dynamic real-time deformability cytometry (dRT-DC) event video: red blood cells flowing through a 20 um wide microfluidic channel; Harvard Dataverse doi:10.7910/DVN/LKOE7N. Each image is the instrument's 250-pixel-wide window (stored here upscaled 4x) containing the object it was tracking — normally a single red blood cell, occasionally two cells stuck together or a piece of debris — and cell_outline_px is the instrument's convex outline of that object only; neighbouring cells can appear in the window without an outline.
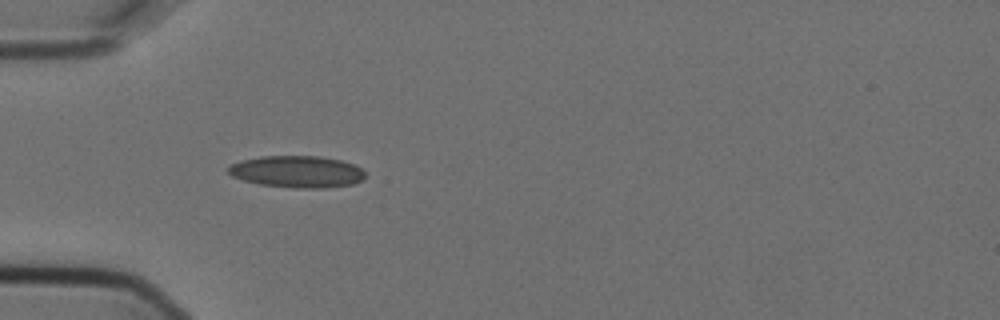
{"species": "Egyptian fruit bat (a non-hibernating species)", "species_latin": "Rousettus aegyptiacus", "temperature_condition": "cold", "stored_images_in_passage": 5, "camera_frame_rate_fps": 3000, "um_per_image_px": 0.085, "animal": {"sex": "female"}, "frame": {"image": 1, "passage_image": 5, "time_ms": 1.333, "image_size_px": [1000, 320], "cell_outline_px": [[364, 180], [352, 184], [324, 188], [296, 188], [260, 184], [244, 180], [232, 176], [228, 172], [228, 168], [232, 164], [240, 160], [260, 156], [320, 156], [340, 160], [356, 164], [364, 172]], "centroid_in_image_um": [25.27, 14.58], "position_along_channel_um": 59.7, "area_um2": 25.43}}